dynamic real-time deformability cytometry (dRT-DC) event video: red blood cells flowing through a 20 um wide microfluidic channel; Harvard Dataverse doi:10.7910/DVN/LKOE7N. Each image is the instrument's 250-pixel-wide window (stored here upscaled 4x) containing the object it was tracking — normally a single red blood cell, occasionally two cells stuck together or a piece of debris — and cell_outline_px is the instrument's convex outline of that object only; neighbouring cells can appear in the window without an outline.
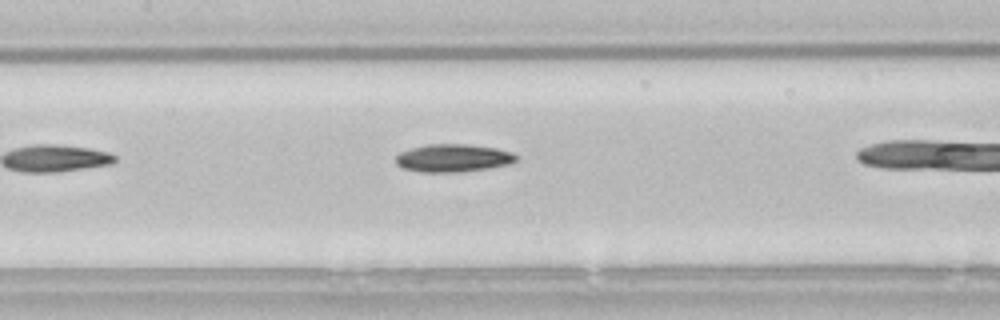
{"species": "common noctule bat (a hibernating species)", "species_latin": "Nyctalus noctula", "temperature_condition": "room temperature", "stored_images_in_passage": 14, "camera_frame_rate_fps": 3000, "um_per_image_px": 0.085, "animal": {"sex": "male", "body_mass_g": 21.5, "forearm_length_mm": 52.0}, "frame": {"image": 1, "passage_image": 7, "time_ms": 2.0, "image_size_px": [1000, 320], "cell_outline_px": [[516, 160], [508, 164], [488, 168], [460, 172], [420, 172], [404, 168], [396, 164], [396, 156], [400, 152], [412, 148], [428, 144], [468, 144], [496, 148], [512, 152], [516, 156]], "centroid_in_image_um": [38.5, 13.43], "position_along_channel_um": 168.9, "area_um2": 19.42}}